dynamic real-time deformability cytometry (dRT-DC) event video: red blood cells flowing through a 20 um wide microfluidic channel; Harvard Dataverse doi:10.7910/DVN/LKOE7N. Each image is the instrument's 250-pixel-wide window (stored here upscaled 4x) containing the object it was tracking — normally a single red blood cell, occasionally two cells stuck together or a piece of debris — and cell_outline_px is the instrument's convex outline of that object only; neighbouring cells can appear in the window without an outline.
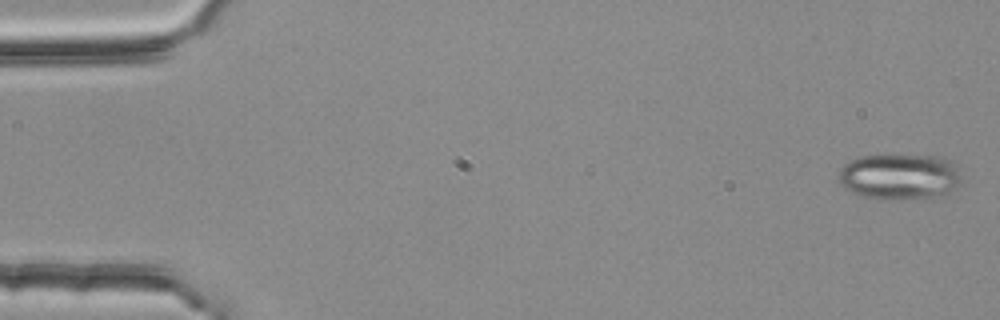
{"species": "common noctule bat (a hibernating species)", "species_latin": "Nyctalus noctula", "temperature_condition": "room temperature", "stored_images_in_passage": 4, "camera_frame_rate_fps": 3000, "um_per_image_px": 0.085, "animal": {"sex": "female", "body_mass_g": 25.1}, "frame": {"image": 1, "passage_image": 1, "time_ms": 0.0, "image_size_px": [1000, 320], "cell_outline_px": [[964, 184], [952, 192], [936, 196], [896, 200], [876, 200], [852, 192], [844, 188], [836, 180], [840, 168], [848, 160], [856, 156], [944, 156], [952, 160], [964, 180]], "centroid_in_image_um": [76.49, 15.03], "position_along_channel_um": 8.5, "area_um2": 33.76}}